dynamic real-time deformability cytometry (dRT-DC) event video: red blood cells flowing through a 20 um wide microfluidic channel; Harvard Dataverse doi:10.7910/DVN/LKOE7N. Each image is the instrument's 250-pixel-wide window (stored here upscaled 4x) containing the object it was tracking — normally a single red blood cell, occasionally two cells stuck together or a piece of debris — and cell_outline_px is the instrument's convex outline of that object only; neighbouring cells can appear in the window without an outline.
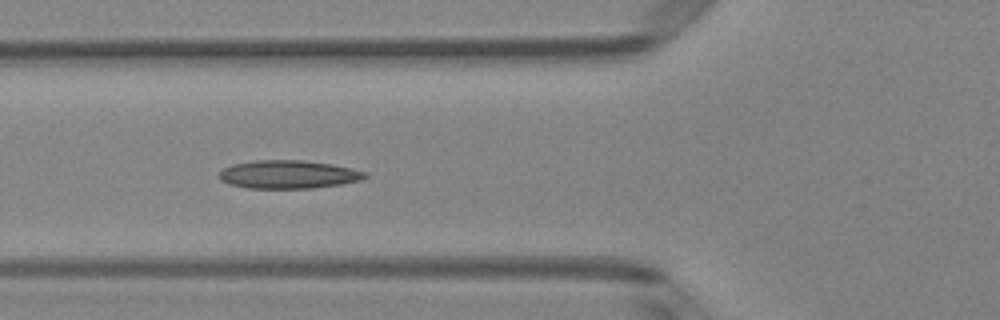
{"species": "Egyptian fruit bat (a non-hibernating species)", "species_latin": "Rousettus aegyptiacus", "temperature_condition": "room temperature", "stored_images_in_passage": 7, "camera_frame_rate_fps": 3000, "um_per_image_px": 0.085, "animal": {"sex": "female"}, "frame": {"image": 1, "passage_image": 6, "time_ms": 1.667, "image_size_px": [1000, 320], "cell_outline_px": [[368, 176], [360, 180], [340, 184], [312, 188], [248, 188], [228, 184], [220, 180], [220, 172], [224, 168], [232, 164], [256, 160], [300, 160], [332, 164], [368, 172]], "centroid_in_image_um": [24.51, 14.82], "position_along_channel_um": 101.3, "area_um2": 23.93}}
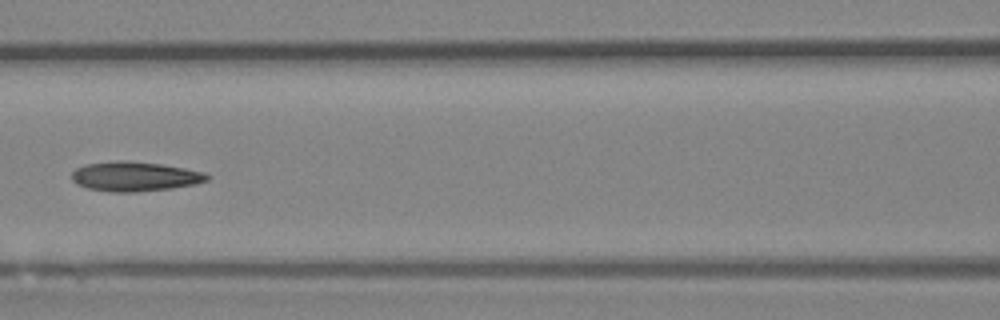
{"frame": {"image": 2, "passage_image": 7, "time_ms": 2.0, "image_size_px": [1000, 320], "cell_outline_px": [[212, 176], [208, 180], [196, 184], [172, 188], [136, 192], [112, 192], [88, 188], [76, 184], [72, 180], [72, 172], [76, 168], [84, 164], [160, 164], [184, 168], [204, 172]], "centroid_in_image_um": [11.52, 15.06], "position_along_channel_um": 155.1, "area_um2": 22.25}}